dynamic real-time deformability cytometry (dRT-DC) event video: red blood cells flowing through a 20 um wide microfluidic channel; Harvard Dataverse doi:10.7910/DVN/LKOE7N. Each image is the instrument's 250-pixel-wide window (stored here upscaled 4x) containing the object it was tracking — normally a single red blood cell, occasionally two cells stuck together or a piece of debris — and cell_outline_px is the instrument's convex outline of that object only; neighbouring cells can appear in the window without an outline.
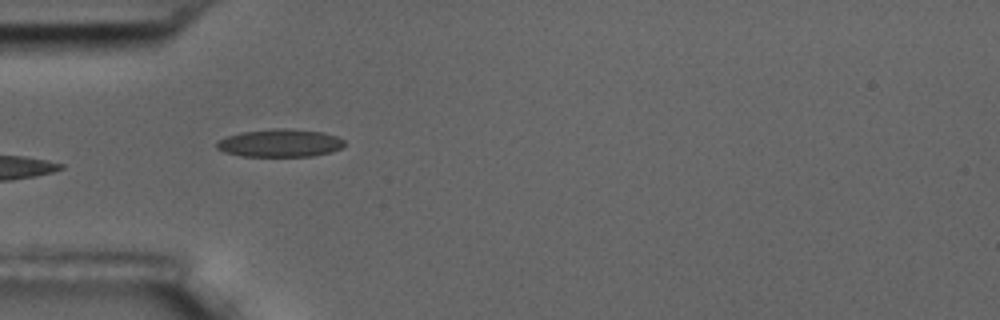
{"species": "common noctule bat (a hibernating species)", "species_latin": "Nyctalus noctula", "temperature_condition": "room temperature", "stored_images_in_passage": 6, "camera_frame_rate_fps": 3000, "um_per_image_px": 0.085, "animal": {"sex": "male", "body_mass_g": 17.5, "forearm_length_mm": 52.3}, "frame": {"image": 1, "passage_image": 5, "time_ms": 4.667, "image_size_px": [1000, 320], "cell_outline_px": [[344, 144], [340, 148], [332, 152], [312, 156], [240, 156], [224, 152], [216, 148], [216, 144], [224, 136], [240, 132], [272, 128], [284, 128], [324, 132], [336, 136], [344, 140]], "centroid_in_image_um": [23.77, 12.15], "position_along_channel_um": 61.2, "area_um2": 20.87}}